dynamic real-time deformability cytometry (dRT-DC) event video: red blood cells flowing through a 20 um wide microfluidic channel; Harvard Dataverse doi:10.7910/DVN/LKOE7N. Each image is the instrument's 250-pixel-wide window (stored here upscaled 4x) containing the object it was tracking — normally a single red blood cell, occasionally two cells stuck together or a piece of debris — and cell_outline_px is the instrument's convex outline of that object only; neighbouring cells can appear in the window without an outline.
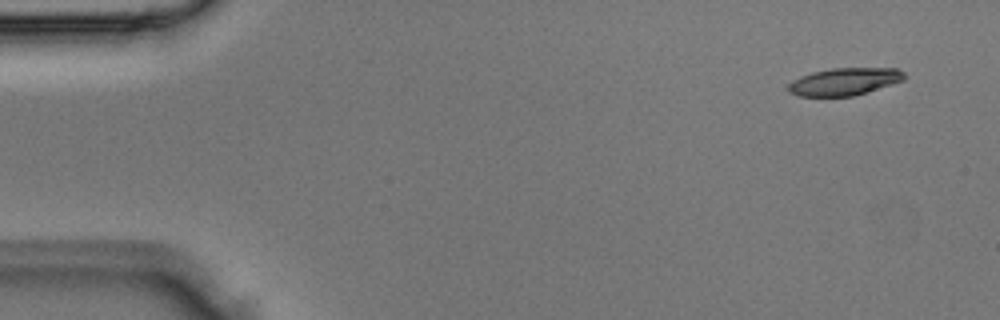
{"species": "Egyptian fruit bat (a non-hibernating species)", "species_latin": "Rousettus aegyptiacus", "temperature_condition": "room temperature", "stored_images_in_passage": 2, "camera_frame_rate_fps": 3000, "um_per_image_px": 0.085, "animal": {"sex": "male"}, "frame": {"image": 1, "passage_image": 1, "time_ms": 0.0, "image_size_px": [1000, 320], "cell_outline_px": [[904, 80], [868, 92], [852, 96], [800, 96], [788, 92], [784, 88], [792, 80], [800, 76], [812, 72], [832, 68], [896, 68], [904, 72]], "centroid_in_image_um": [71.73, 6.94], "position_along_channel_um": 13.3, "area_um2": 18.67}}